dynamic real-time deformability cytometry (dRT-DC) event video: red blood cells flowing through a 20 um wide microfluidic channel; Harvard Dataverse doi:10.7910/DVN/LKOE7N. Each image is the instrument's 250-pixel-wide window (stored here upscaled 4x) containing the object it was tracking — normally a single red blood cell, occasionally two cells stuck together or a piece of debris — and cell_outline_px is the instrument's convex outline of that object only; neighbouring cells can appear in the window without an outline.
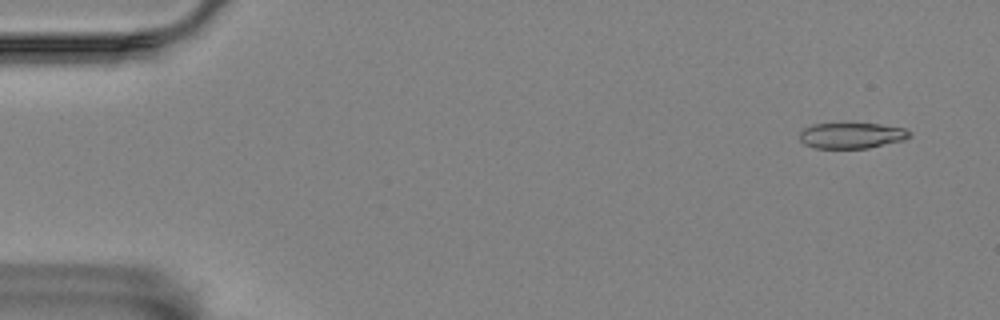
{"species": "Egyptian fruit bat (a non-hibernating species)", "species_latin": "Rousettus aegyptiacus", "temperature_condition": "room temperature", "stored_images_in_passage": 5, "camera_frame_rate_fps": 3000, "um_per_image_px": 0.085, "animal": {"sex": "female"}, "frame": {"image": 1, "passage_image": 2, "time_ms": 1.0, "image_size_px": [1000, 320], "cell_outline_px": [[912, 136], [904, 140], [868, 148], [816, 148], [804, 144], [800, 140], [800, 132], [804, 128], [812, 124], [880, 124], [904, 128], [912, 132]], "centroid_in_image_um": [72.41, 11.52], "position_along_channel_um": 12.6, "area_um2": 16.47}}